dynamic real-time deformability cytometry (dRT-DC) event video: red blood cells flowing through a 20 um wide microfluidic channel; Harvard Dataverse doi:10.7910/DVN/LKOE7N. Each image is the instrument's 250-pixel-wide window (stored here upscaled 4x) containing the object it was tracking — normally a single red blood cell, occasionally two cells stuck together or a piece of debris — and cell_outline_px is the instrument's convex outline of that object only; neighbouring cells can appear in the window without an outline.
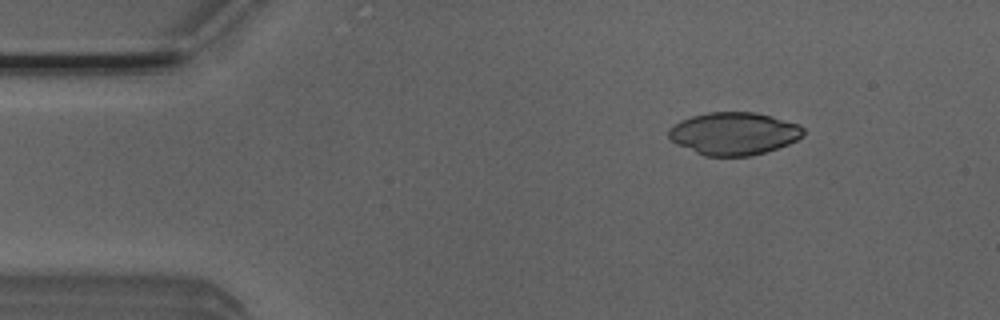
{"species": "Egyptian fruit bat (a non-hibernating species)", "species_latin": "Rousettus aegyptiacus", "temperature_condition": "room temperature", "stored_images_in_passage": 3, "camera_frame_rate_fps": 3000, "um_per_image_px": 0.085, "animal": {"sex": "male"}, "frame": {"image": 1, "passage_image": 2, "time_ms": 0.333, "image_size_px": [1000, 320], "cell_outline_px": [[804, 132], [796, 140], [788, 144], [752, 156], [704, 156], [672, 140], [668, 136], [668, 128], [680, 120], [692, 116], [708, 112], [756, 112], [772, 116], [800, 124], [804, 128]], "centroid_in_image_um": [62.39, 11.34], "position_along_channel_um": 22.6, "area_um2": 33.29}}